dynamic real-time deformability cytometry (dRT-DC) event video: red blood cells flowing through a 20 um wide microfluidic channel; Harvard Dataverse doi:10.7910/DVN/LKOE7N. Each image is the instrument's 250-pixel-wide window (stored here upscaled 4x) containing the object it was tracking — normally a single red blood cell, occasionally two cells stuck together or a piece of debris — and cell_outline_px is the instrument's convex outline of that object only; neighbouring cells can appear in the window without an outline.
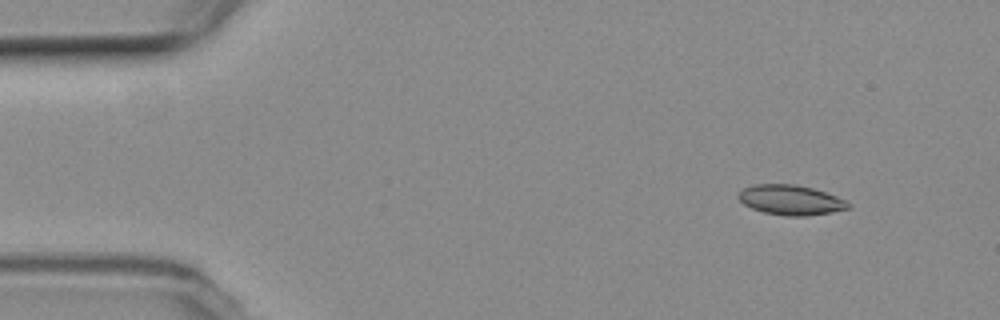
{"species": "common noctule bat (a hibernating species)", "species_latin": "Nyctalus noctula", "temperature_condition": "room temperature", "stored_images_in_passage": 5, "camera_frame_rate_fps": 3000, "um_per_image_px": 0.085, "animal": {"sex": "female", "body_mass_g": 19.3, "forearm_length_mm": 54.1}, "frame": {"image": 1, "passage_image": 2, "time_ms": 1.333, "image_size_px": [1000, 320], "cell_outline_px": [[852, 204], [848, 208], [832, 212], [808, 216], [784, 216], [764, 212], [752, 208], [744, 204], [736, 196], [736, 192], [744, 188], [756, 184], [796, 184], [812, 188], [848, 200]], "centroid_in_image_um": [67.21, 17.0], "position_along_channel_um": 17.8, "area_um2": 19.31}}